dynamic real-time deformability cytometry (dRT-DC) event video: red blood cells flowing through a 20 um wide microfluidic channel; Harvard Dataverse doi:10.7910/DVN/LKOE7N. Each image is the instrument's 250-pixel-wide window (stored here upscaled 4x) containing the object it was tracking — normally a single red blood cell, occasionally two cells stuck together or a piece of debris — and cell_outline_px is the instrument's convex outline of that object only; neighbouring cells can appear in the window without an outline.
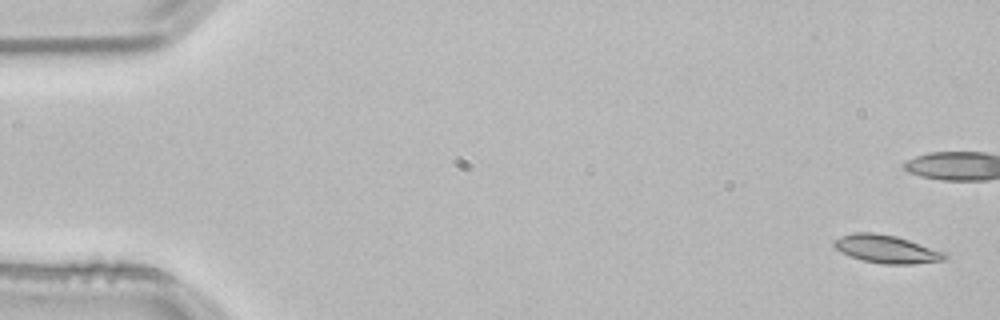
{"species": "common noctule bat (a hibernating species)", "species_latin": "Nyctalus noctula", "temperature_condition": "room temperature", "stored_images_in_passage": 4, "camera_frame_rate_fps": 3000, "um_per_image_px": 0.085, "animal": {"sex": "male", "body_mass_g": 21.5, "forearm_length_mm": 52.0}, "frame": {"image": 1, "passage_image": 1, "time_ms": 0.0, "image_size_px": [1000, 320], "cell_outline_px": [[948, 256], [944, 260], [912, 264], [884, 264], [864, 260], [840, 252], [832, 244], [832, 240], [840, 236], [852, 232], [876, 232], [896, 236], [944, 252]], "centroid_in_image_um": [75.3, 21.15], "position_along_channel_um": 9.7, "area_um2": 17.98}}